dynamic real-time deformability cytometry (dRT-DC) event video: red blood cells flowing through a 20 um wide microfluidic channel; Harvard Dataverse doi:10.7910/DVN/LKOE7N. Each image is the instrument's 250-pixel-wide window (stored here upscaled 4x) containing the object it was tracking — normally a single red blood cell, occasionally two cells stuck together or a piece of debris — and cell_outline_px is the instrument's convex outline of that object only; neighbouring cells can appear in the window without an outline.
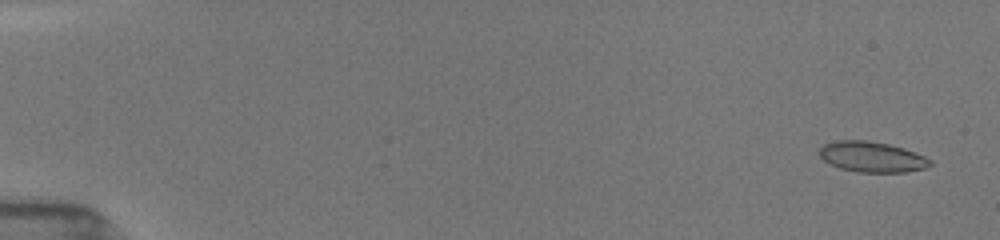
{"species": "common noctule bat (a hibernating species)", "species_latin": "Nyctalus noctula", "temperature_condition": "room temperature", "stored_images_in_passage": 23, "camera_frame_rate_fps": 3000, "um_per_image_px": 0.085, "animal": {"sex": "female", "body_mass_g": 19.5, "forearm_length_mm": 54.1}, "frame": {"image": 1, "passage_image": 3, "time_ms": 0.667, "image_size_px": [1000, 240], "cell_outline_px": [[932, 164], [924, 168], [904, 172], [856, 172], [840, 168], [824, 160], [820, 156], [820, 148], [824, 144], [836, 140], [868, 140], [888, 144], [904, 148], [924, 156], [932, 160]], "centroid_in_image_um": [74.11, 13.33], "position_along_channel_um": 10.9, "area_um2": 19.59}}
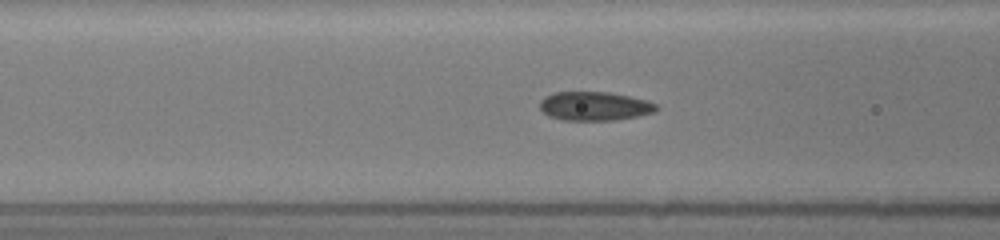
{"frame": {"image": 2, "passage_image": 17, "time_ms": 7.333, "image_size_px": [1000, 240], "cell_outline_px": [[660, 108], [656, 112], [616, 120], [564, 120], [548, 116], [540, 108], [540, 100], [544, 96], [552, 92], [608, 92], [648, 100], [656, 104]], "centroid_in_image_um": [50.54, 9.02], "position_along_channel_um": 116.1, "area_um2": 19.71}}
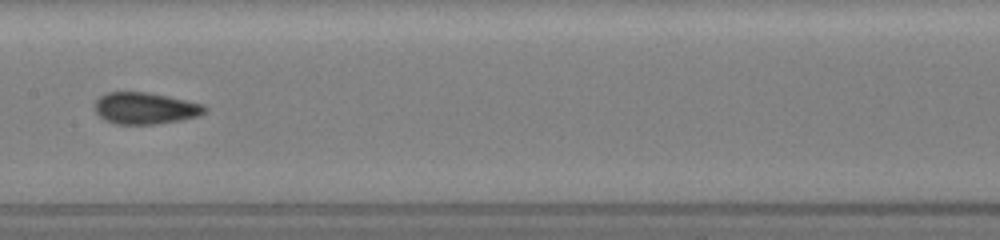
{"frame": {"image": 3, "passage_image": 22, "time_ms": 9.333, "image_size_px": [1000, 240], "cell_outline_px": [[208, 108], [200, 116], [180, 120], [156, 124], [116, 124], [104, 120], [96, 112], [96, 100], [100, 96], [108, 92], [148, 92], [168, 96], [204, 104]], "centroid_in_image_um": [12.37, 9.2], "position_along_channel_um": 195.0, "area_um2": 20.29}}